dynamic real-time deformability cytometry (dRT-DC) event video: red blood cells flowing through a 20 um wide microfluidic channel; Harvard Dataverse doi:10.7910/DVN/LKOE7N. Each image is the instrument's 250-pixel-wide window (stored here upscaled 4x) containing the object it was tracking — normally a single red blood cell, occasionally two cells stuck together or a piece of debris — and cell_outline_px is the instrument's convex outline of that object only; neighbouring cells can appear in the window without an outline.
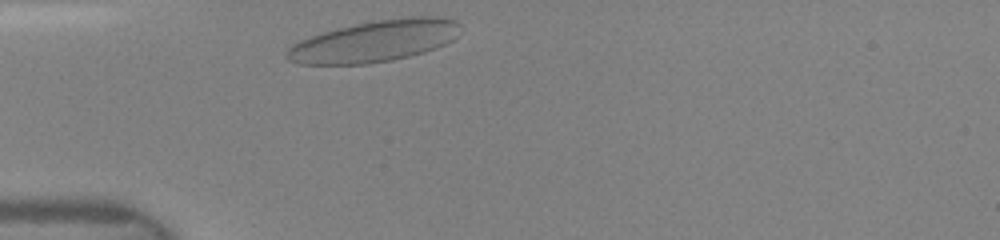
{"species": "human", "species_latin": "Homo sapiens", "temperature_condition": "room temperature", "stored_images_in_passage": 1, "camera_frame_rate_fps": 3000, "um_per_image_px": 0.085, "donor": {"sex": "female"}, "frame": {"image": 1, "passage_image": 1, "time_ms": 0.0, "image_size_px": [1000, 240], "cell_outline_px": [[460, 36], [436, 48], [424, 52], [392, 60], [368, 64], [300, 64], [288, 60], [284, 56], [288, 48], [292, 44], [300, 40], [324, 32], [356, 24], [380, 20], [412, 16], [444, 16], [456, 20], [460, 24]], "centroid_in_image_um": [31.9, 3.49], "position_along_channel_um": 53.1, "area_um2": 41.96}}